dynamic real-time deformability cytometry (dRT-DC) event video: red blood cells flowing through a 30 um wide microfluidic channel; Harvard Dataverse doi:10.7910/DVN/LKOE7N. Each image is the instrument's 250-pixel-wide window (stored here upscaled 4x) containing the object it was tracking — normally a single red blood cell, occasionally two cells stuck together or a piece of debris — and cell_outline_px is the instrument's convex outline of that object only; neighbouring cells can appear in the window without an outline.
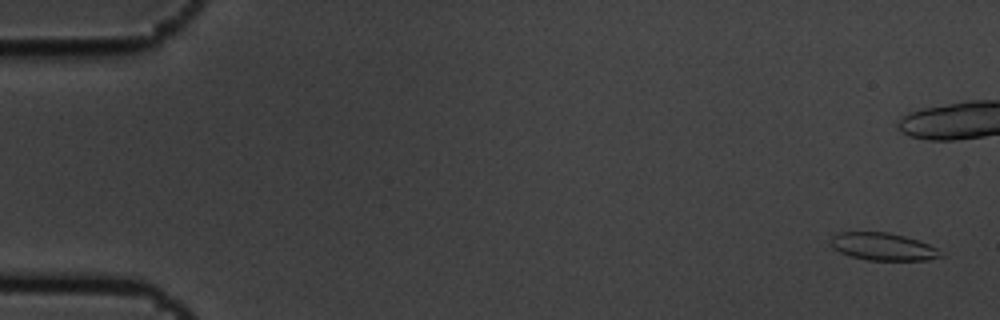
{"species": "common noctule bat (a hibernating species)", "species_latin": "Nyctalus noctula", "temperature_condition": "cold", "stored_images_in_passage": 9, "camera_frame_rate_fps": 3000, "um_per_image_px": 0.085, "animal": {"sex": "male", "body_mass_g": 19.5, "forearm_length_mm": 54.6}, "frame": {"image": 1, "passage_image": 1, "time_ms": 0.0, "image_size_px": [1000, 320], "cell_outline_px": [[944, 256], [928, 260], [868, 260], [852, 256], [840, 252], [832, 248], [832, 236], [840, 232], [888, 232], [904, 236], [928, 244], [936, 248]], "centroid_in_image_um": [75.06, 20.96], "position_along_channel_um": 9.9, "area_um2": 17.4}}